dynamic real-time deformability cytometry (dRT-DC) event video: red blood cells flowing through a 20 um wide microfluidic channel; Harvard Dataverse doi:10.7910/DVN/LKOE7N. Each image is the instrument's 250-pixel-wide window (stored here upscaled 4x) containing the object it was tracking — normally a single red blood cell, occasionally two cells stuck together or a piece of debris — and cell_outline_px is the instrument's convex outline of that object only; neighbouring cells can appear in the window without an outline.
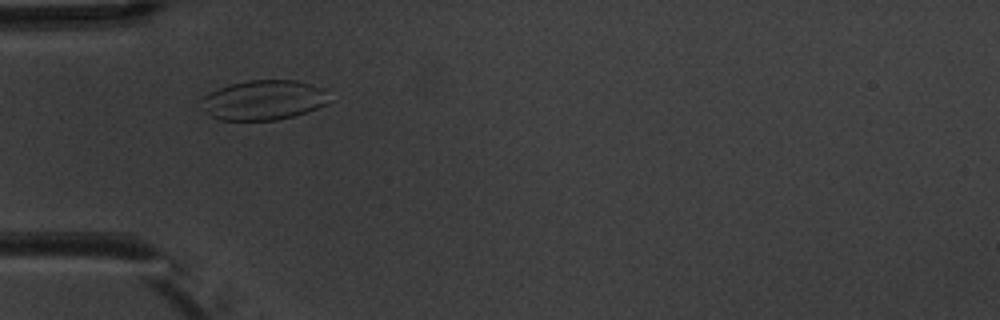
{"species": "common noctule bat (a hibernating species)", "species_latin": "Nyctalus noctula", "temperature_condition": "warm", "stored_images_in_passage": 7, "camera_frame_rate_fps": 3000, "um_per_image_px": 0.085, "animal": {"sex": "male", "body_mass_g": 20.1, "forearm_length_mm": 53.5}, "frame": {"image": 1, "passage_image": 3, "time_ms": 3.0, "image_size_px": [1000, 320], "cell_outline_px": [[332, 100], [328, 104], [292, 116], [276, 120], [220, 120], [204, 112], [196, 100], [208, 92], [228, 84], [248, 80], [296, 80], [328, 88]], "centroid_in_image_um": [22.39, 8.49], "position_along_channel_um": 62.6, "area_um2": 30.52}}
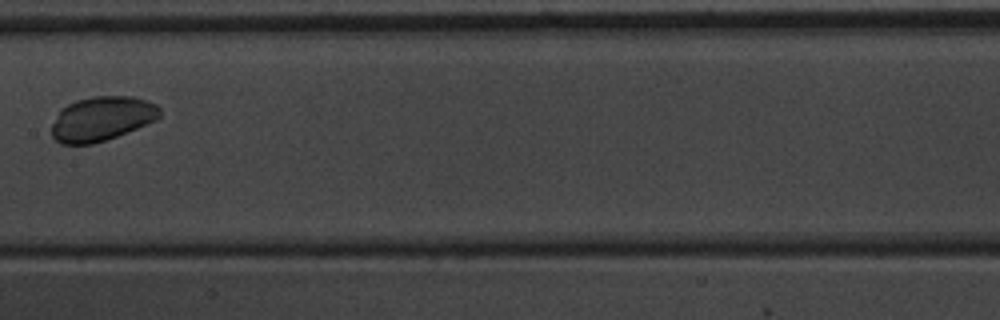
{"frame": {"image": 2, "passage_image": 6, "time_ms": 6.667, "image_size_px": [1000, 320], "cell_outline_px": [[160, 116], [156, 120], [116, 136], [92, 144], [60, 144], [52, 136], [52, 124], [60, 108], [76, 100], [92, 96], [132, 96], [148, 100], [156, 104], [160, 108]], "centroid_in_image_um": [8.64, 10.07], "position_along_channel_um": 198.8, "area_um2": 27.98}}
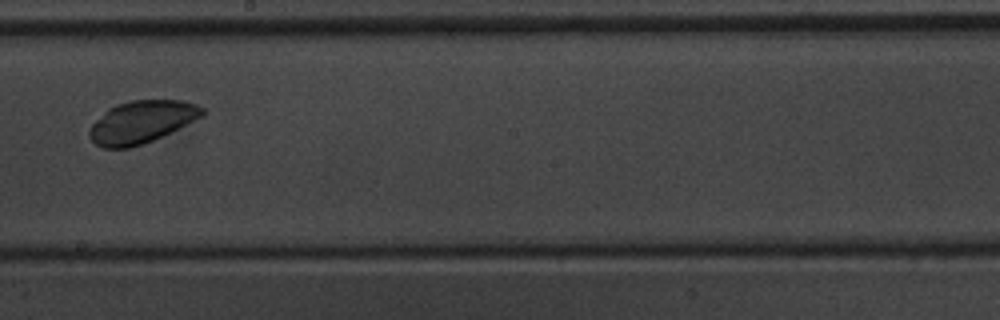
{"frame": {"image": 3, "passage_image": 7, "time_ms": 7.667, "image_size_px": [1000, 320], "cell_outline_px": [[208, 112], [204, 116], [180, 128], [144, 144], [128, 148], [104, 148], [96, 144], [88, 136], [88, 132], [92, 124], [108, 108], [116, 104], [132, 100], [184, 100], [196, 104], [204, 108]], "centroid_in_image_um": [12.08, 10.36], "position_along_channel_um": 236.1, "area_um2": 28.15}}